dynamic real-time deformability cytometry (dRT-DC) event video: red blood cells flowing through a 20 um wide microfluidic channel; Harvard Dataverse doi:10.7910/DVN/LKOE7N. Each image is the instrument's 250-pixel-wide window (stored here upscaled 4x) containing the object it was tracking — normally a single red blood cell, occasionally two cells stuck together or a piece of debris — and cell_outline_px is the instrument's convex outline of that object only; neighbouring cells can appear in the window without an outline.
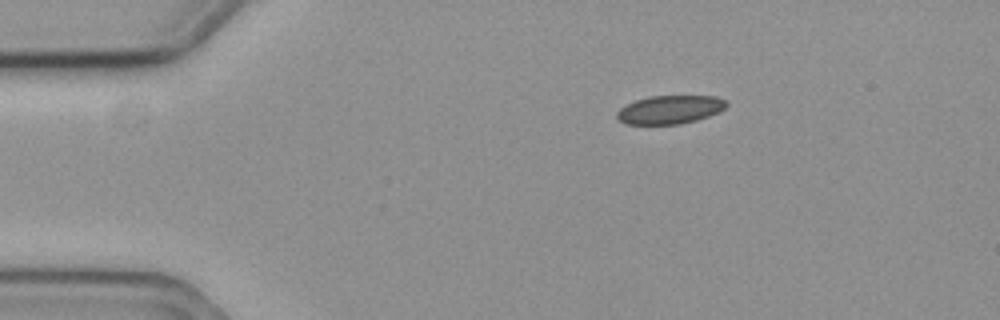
{"species": "common noctule bat (a hibernating species)", "species_latin": "Nyctalus noctula", "temperature_condition": "cold", "stored_images_in_passage": 48, "camera_frame_rate_fps": 3000, "um_per_image_px": 0.085, "animal": {"sex": "female", "body_mass_g": 19.3, "forearm_length_mm": 54.1}, "frame": {"image": 1, "passage_image": 1, "time_ms": 0.0, "image_size_px": [1000, 320], "cell_outline_px": [[728, 104], [724, 108], [708, 116], [696, 120], [680, 124], [624, 124], [616, 120], [616, 112], [620, 108], [636, 100], [648, 96], [716, 96], [724, 100]], "centroid_in_image_um": [56.88, 9.32], "position_along_channel_um": 28.1, "area_um2": 18.09}}
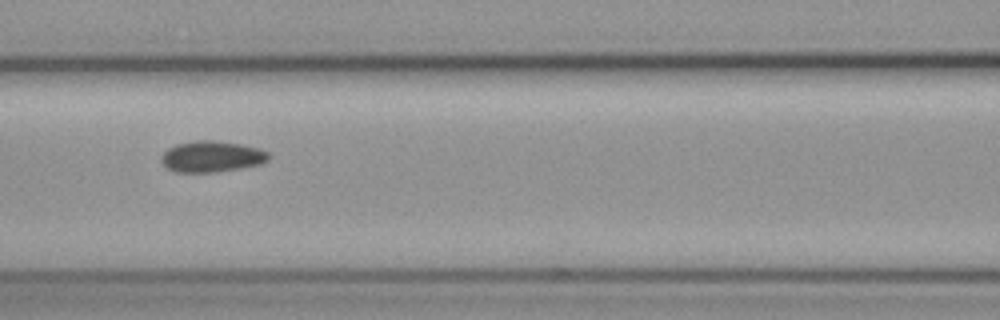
{"frame": {"image": 2, "passage_image": 16, "time_ms": 5.0, "image_size_px": [1000, 320], "cell_outline_px": [[268, 160], [260, 164], [240, 168], [212, 172], [176, 172], [168, 168], [160, 160], [160, 156], [168, 148], [176, 144], [196, 140], [212, 140], [240, 144], [260, 148], [268, 152]], "centroid_in_image_um": [17.98, 13.3], "position_along_channel_um": 148.6, "area_um2": 19.36}}
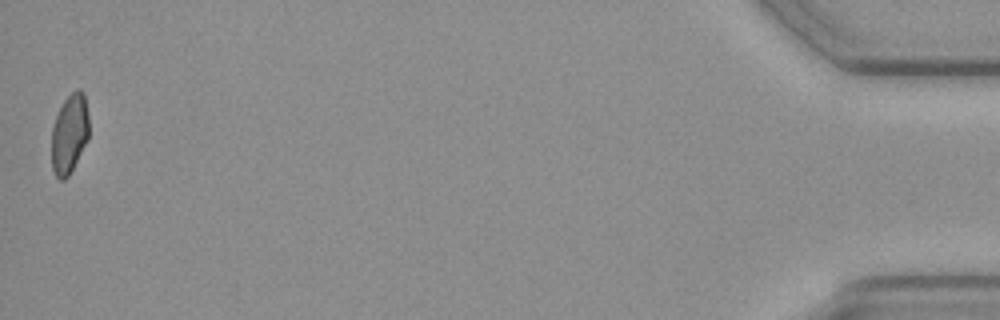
{"frame": {"image": 3, "passage_image": 48, "time_ms": 15.667, "image_size_px": [1000, 320], "cell_outline_px": [[88, 140], [68, 176], [64, 180], [60, 180], [56, 176], [52, 168], [52, 128], [56, 116], [64, 100], [76, 88], [80, 88], [84, 92], [88, 116]], "centroid_in_image_um": [5.91, 11.35], "position_along_channel_um": 429.3, "area_um2": 17.22}, "authors_computed_cell_mechanics": {"area_um2": 18.8139, "velocity_mm_per_s": 3.5908, "shape_relaxation_time_tau1_ms": null, "shape_relaxation_time_tau2_ms": 5.5909, "deformation_change_tau1": null, "deformation_change_tau2": 0.0695}}